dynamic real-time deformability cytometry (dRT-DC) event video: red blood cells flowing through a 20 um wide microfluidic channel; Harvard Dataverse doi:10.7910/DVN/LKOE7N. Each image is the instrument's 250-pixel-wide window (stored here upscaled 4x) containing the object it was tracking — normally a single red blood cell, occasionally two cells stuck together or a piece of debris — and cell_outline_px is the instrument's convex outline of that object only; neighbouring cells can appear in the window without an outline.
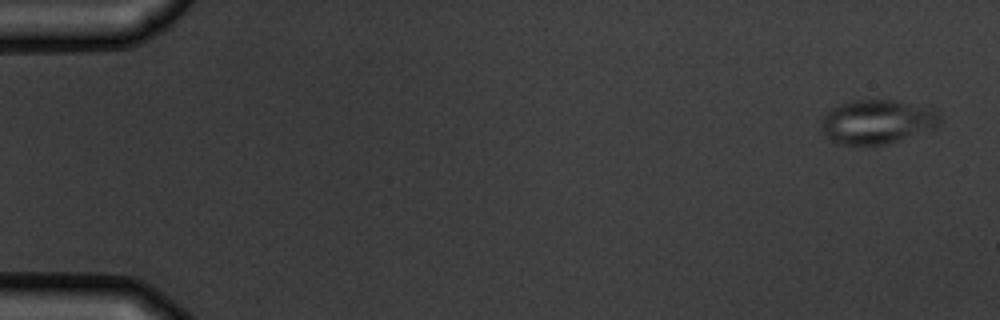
{"species": "common noctule bat (a hibernating species)", "species_latin": "Nyctalus noctula", "temperature_condition": "warm", "stored_images_in_passage": 5, "camera_frame_rate_fps": 3000, "um_per_image_px": 0.085, "animal": {"sex": "male", "body_mass_g": 19.5, "forearm_length_mm": 54.6}, "frame": {"image": 1, "passage_image": 1, "time_ms": 0.0, "image_size_px": [1000, 320], "cell_outline_px": [[940, 124], [932, 128], [884, 144], [840, 144], [832, 140], [820, 128], [820, 120], [832, 108], [840, 104], [852, 100], [892, 100], [936, 108], [940, 112]], "centroid_in_image_um": [74.56, 10.32], "position_along_channel_um": 10.4, "area_um2": 30.06}}